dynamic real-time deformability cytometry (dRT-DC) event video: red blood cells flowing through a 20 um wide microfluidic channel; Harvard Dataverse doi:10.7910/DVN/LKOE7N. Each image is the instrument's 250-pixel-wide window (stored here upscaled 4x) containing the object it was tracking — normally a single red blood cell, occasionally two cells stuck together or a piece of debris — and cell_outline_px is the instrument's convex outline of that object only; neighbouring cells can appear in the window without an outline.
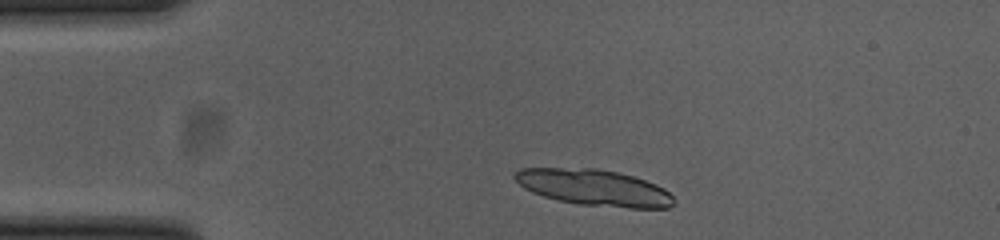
{"species": "common noctule bat (a hibernating species)", "species_latin": "Nyctalus noctula", "temperature_condition": "cold", "stored_images_in_passage": 24, "camera_frame_rate_fps": 3000, "um_per_image_px": 0.085, "animal": {"sex": "female", "body_mass_g": 23.0, "forearm_length_mm": 53.4}, "frame": {"image": 1, "passage_image": 4, "time_ms": 1.0, "image_size_px": [1000, 240], "cell_outline_px": [[672, 204], [668, 208], [628, 208], [580, 204], [560, 200], [544, 196], [532, 192], [524, 188], [512, 176], [520, 168], [596, 168], [616, 172], [632, 176], [656, 184], [664, 188], [672, 196]], "centroid_in_image_um": [50.48, 15.94], "position_along_channel_um": 34.5, "area_um2": 33.23}}
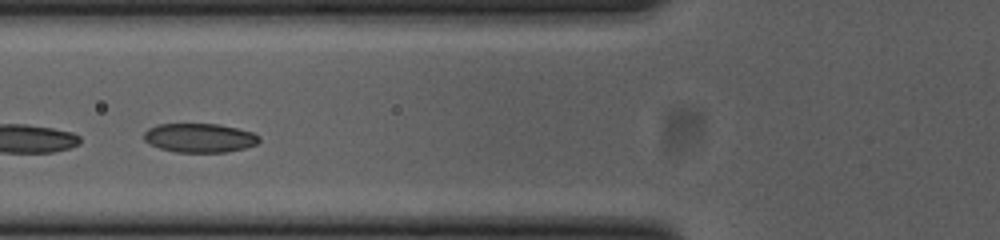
{"frame": {"image": 2, "passage_image": 14, "time_ms": 4.333, "image_size_px": [1000, 240], "cell_outline_px": [[260, 140], [256, 144], [244, 148], [224, 152], [176, 152], [160, 148], [148, 144], [144, 140], [144, 132], [148, 128], [156, 124], [220, 124], [252, 132], [260, 136]], "centroid_in_image_um": [16.94, 11.71], "position_along_channel_um": 108.9, "area_um2": 19.54}}